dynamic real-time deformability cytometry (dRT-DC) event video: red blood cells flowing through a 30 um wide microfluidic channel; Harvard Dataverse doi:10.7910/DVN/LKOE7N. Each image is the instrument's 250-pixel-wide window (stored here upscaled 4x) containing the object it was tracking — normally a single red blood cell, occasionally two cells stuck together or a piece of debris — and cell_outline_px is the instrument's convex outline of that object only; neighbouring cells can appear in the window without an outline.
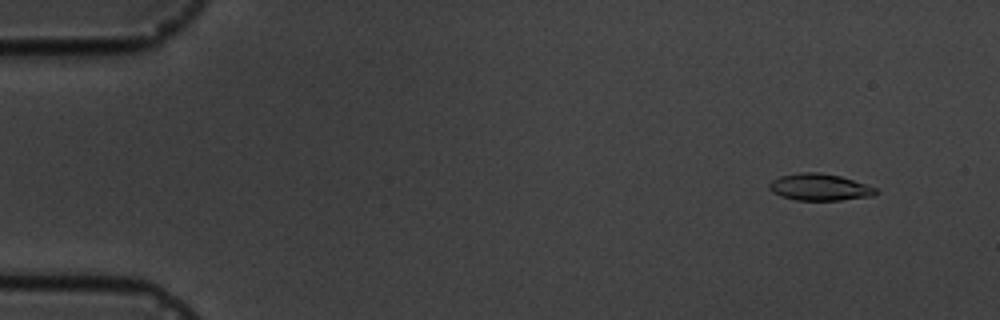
{"species": "common noctule bat (a hibernating species)", "species_latin": "Nyctalus noctula", "temperature_condition": "cold", "stored_images_in_passage": 6, "camera_frame_rate_fps": 3000, "um_per_image_px": 0.085, "animal": {"sex": "male", "body_mass_g": 19.5, "forearm_length_mm": 54.6}, "frame": {"image": 1, "passage_image": 2, "time_ms": 1.333, "image_size_px": [1000, 320], "cell_outline_px": [[880, 192], [872, 196], [840, 200], [796, 200], [780, 196], [772, 192], [768, 188], [768, 184], [772, 180], [780, 176], [800, 172], [820, 172], [840, 176], [876, 188]], "centroid_in_image_um": [69.63, 15.91], "position_along_channel_um": 15.4, "area_um2": 16.65}}
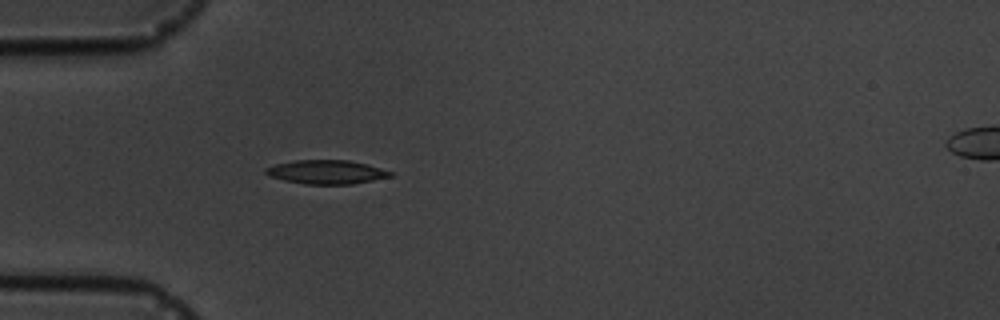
{"frame": {"image": 2, "passage_image": 5, "time_ms": 5.333, "image_size_px": [1000, 320], "cell_outline_px": [[396, 176], [352, 184], [304, 184], [284, 180], [268, 176], [264, 172], [264, 168], [276, 164], [296, 160], [348, 160], [368, 164], [396, 172]], "centroid_in_image_um": [27.81, 14.62], "position_along_channel_um": 57.2, "area_um2": 17.63}}